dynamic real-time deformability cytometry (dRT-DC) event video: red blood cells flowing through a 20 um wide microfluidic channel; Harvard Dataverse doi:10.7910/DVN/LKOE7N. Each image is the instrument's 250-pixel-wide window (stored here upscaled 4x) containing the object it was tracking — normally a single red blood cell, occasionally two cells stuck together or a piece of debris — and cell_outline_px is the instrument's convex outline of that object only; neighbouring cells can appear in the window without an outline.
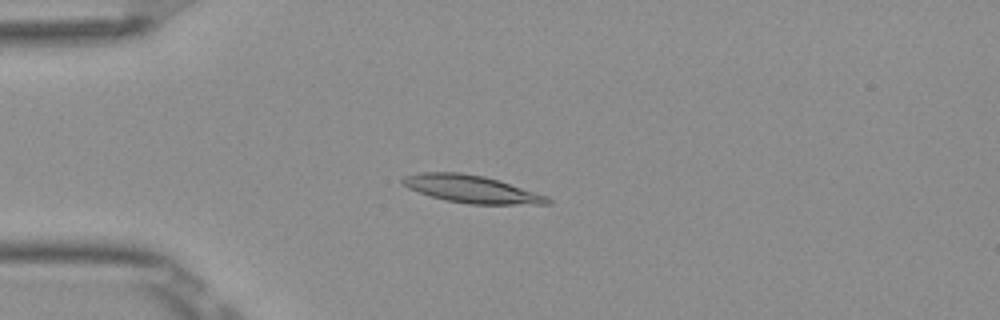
{"species": "Egyptian fruit bat (a non-hibernating species)", "species_latin": "Rousettus aegyptiacus", "temperature_condition": "room temperature", "stored_images_in_passage": 53, "camera_frame_rate_fps": 3000, "um_per_image_px": 0.085, "frame": {"image": 1, "passage_image": 14, "time_ms": 4.333, "image_size_px": [1000, 320], "cell_outline_px": [[552, 204], [468, 204], [444, 200], [408, 188], [400, 180], [404, 176], [420, 172], [460, 172], [484, 176], [536, 192], [548, 196], [552, 200]], "centroid_in_image_um": [40.09, 16.07], "position_along_channel_um": 44.9, "area_um2": 23.12}}
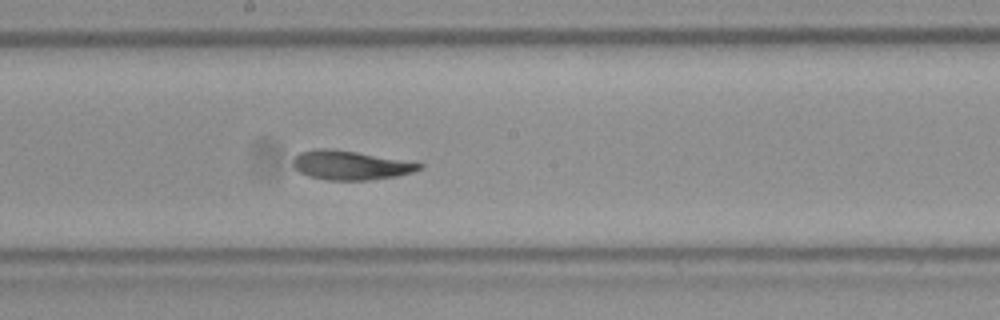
{"frame": {"image": 2, "passage_image": 29, "time_ms": 9.333, "image_size_px": [1000, 320], "cell_outline_px": [[424, 168], [412, 172], [396, 176], [368, 180], [328, 180], [308, 176], [300, 172], [292, 164], [292, 160], [300, 152], [316, 148], [332, 148], [356, 152], [424, 164]], "centroid_in_image_um": [29.76, 14.04], "position_along_channel_um": 218.4, "area_um2": 21.27}}
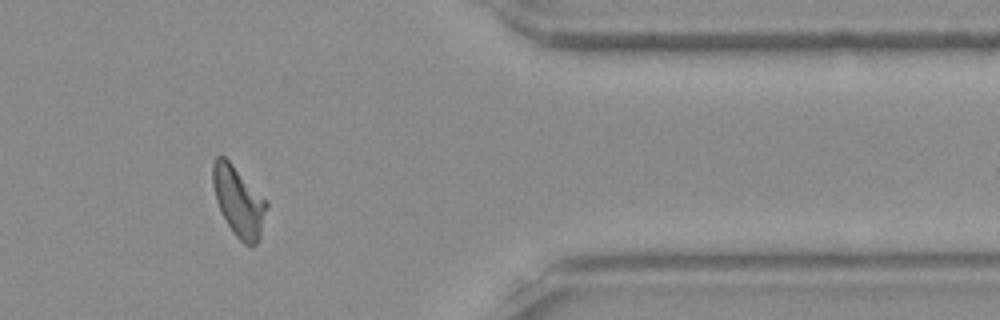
{"frame": {"image": 3, "passage_image": 44, "time_ms": 14.333, "image_size_px": [1000, 320], "cell_outline_px": [[268, 204], [260, 240], [252, 248], [244, 244], [232, 232], [216, 200], [212, 184], [212, 164], [216, 156], [224, 156], [268, 200]], "centroid_in_image_um": [20.31, 17.14], "position_along_channel_um": 391.1, "area_um2": 22.08}, "authors_computed_cell_mechanics": {"area_um2": 21.9062, "velocity_mm_per_s": 3.8881, "shape_relaxation_time_tau1_ms": 5.425, "shape_relaxation_time_tau2_ms": 2.4054, "deformation_change_tau1": 0.1765, "deformation_change_tau2": 0.0757}}